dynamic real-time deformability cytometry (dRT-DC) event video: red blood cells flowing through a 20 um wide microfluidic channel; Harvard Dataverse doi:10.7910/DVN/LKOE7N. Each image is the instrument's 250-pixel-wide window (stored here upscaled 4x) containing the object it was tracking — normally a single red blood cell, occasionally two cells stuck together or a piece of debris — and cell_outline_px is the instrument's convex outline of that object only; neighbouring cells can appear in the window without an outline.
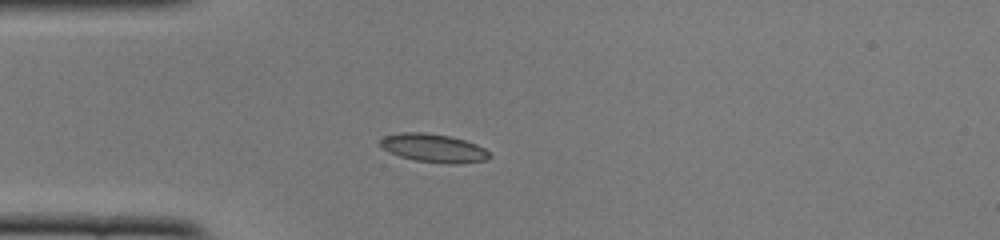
{"species": "common noctule bat (a hibernating species)", "species_latin": "Nyctalus noctula", "temperature_condition": "cold", "stored_images_in_passage": 39, "camera_frame_rate_fps": 3000, "um_per_image_px": 0.085, "animal": {"sex": "female", "body_mass_g": 22.0, "forearm_length_mm": 56.7}, "frame": {"image": 1, "passage_image": 1, "time_ms": 0.0, "image_size_px": [1000, 240], "cell_outline_px": [[492, 156], [488, 160], [456, 164], [448, 164], [416, 160], [400, 156], [388, 152], [380, 144], [380, 140], [384, 136], [404, 132], [420, 132], [448, 136], [464, 140], [476, 144], [484, 148]], "centroid_in_image_um": [36.88, 12.6], "position_along_channel_um": 48.1, "area_um2": 17.92}}
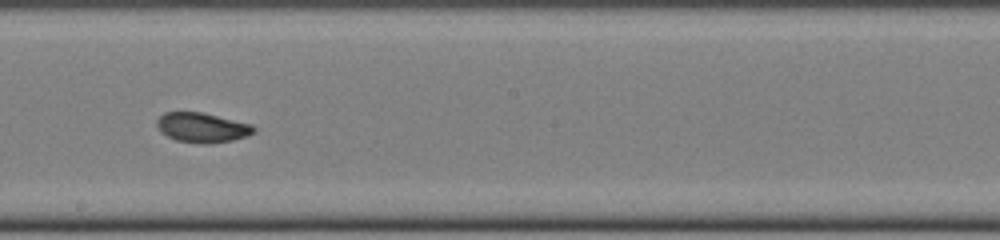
{"frame": {"image": 2, "passage_image": 16, "time_ms": 5.0, "image_size_px": [1000, 240], "cell_outline_px": [[256, 132], [248, 136], [232, 140], [212, 144], [204, 144], [176, 140], [160, 132], [156, 124], [156, 120], [164, 112], [200, 112], [252, 124], [256, 128]], "centroid_in_image_um": [17.19, 10.85], "position_along_channel_um": 231.0, "area_um2": 16.88}}
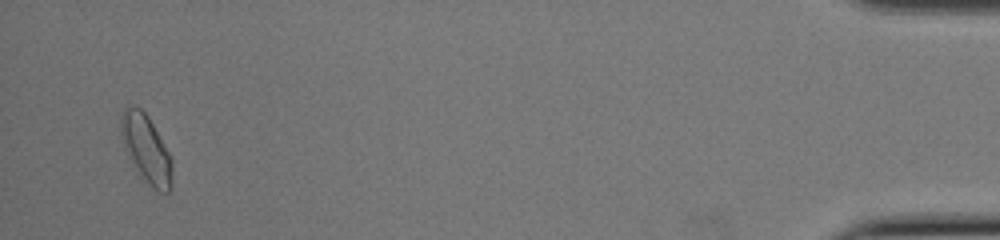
{"frame": {"image": 3, "passage_image": 37, "time_ms": 12.0, "image_size_px": [1000, 240], "cell_outline_px": [[172, 184], [168, 192], [160, 192], [152, 188], [148, 184], [132, 164], [124, 148], [120, 132], [120, 116], [124, 108], [128, 104], [132, 104], [140, 108], [148, 116], [168, 152], [172, 160]], "centroid_in_image_um": [12.4, 12.63], "position_along_channel_um": 422.8, "area_um2": 20.29}, "authors_computed_cell_mechanics": {"area_um2": 16.8776, "velocity_mm_per_s": 3.9018, "shape_relaxation_time_tau1_ms": 5.0352, "shape_relaxation_time_tau2_ms": 1.0728, "deformation_change_tau1": 0.149, "deformation_change_tau2": 0.0612}}